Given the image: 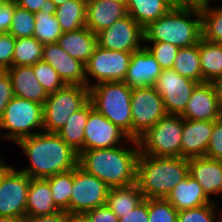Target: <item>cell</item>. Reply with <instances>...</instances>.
<instances>
[{
  "label": "cell",
  "mask_w": 222,
  "mask_h": 222,
  "mask_svg": "<svg viewBox=\"0 0 222 222\" xmlns=\"http://www.w3.org/2000/svg\"><path fill=\"white\" fill-rule=\"evenodd\" d=\"M205 156L222 160V117L214 121L213 132L209 139Z\"/></svg>",
  "instance_id": "cell-42"
},
{
  "label": "cell",
  "mask_w": 222,
  "mask_h": 222,
  "mask_svg": "<svg viewBox=\"0 0 222 222\" xmlns=\"http://www.w3.org/2000/svg\"><path fill=\"white\" fill-rule=\"evenodd\" d=\"M166 199L177 211L198 208L213 202L206 196L197 180L190 175L180 181Z\"/></svg>",
  "instance_id": "cell-24"
},
{
  "label": "cell",
  "mask_w": 222,
  "mask_h": 222,
  "mask_svg": "<svg viewBox=\"0 0 222 222\" xmlns=\"http://www.w3.org/2000/svg\"><path fill=\"white\" fill-rule=\"evenodd\" d=\"M32 67L38 82L47 94L55 93L66 85L56 70L45 61H38Z\"/></svg>",
  "instance_id": "cell-37"
},
{
  "label": "cell",
  "mask_w": 222,
  "mask_h": 222,
  "mask_svg": "<svg viewBox=\"0 0 222 222\" xmlns=\"http://www.w3.org/2000/svg\"><path fill=\"white\" fill-rule=\"evenodd\" d=\"M30 180L27 174L10 165L0 172V216L26 218Z\"/></svg>",
  "instance_id": "cell-12"
},
{
  "label": "cell",
  "mask_w": 222,
  "mask_h": 222,
  "mask_svg": "<svg viewBox=\"0 0 222 222\" xmlns=\"http://www.w3.org/2000/svg\"><path fill=\"white\" fill-rule=\"evenodd\" d=\"M144 199L142 192L135 183L126 187L110 188L106 205L118 218H121L123 214L132 211Z\"/></svg>",
  "instance_id": "cell-29"
},
{
  "label": "cell",
  "mask_w": 222,
  "mask_h": 222,
  "mask_svg": "<svg viewBox=\"0 0 222 222\" xmlns=\"http://www.w3.org/2000/svg\"><path fill=\"white\" fill-rule=\"evenodd\" d=\"M188 174L197 180L209 199L222 193V160L206 156L188 159Z\"/></svg>",
  "instance_id": "cell-19"
},
{
  "label": "cell",
  "mask_w": 222,
  "mask_h": 222,
  "mask_svg": "<svg viewBox=\"0 0 222 222\" xmlns=\"http://www.w3.org/2000/svg\"><path fill=\"white\" fill-rule=\"evenodd\" d=\"M89 222H118V216L105 204L84 214Z\"/></svg>",
  "instance_id": "cell-43"
},
{
  "label": "cell",
  "mask_w": 222,
  "mask_h": 222,
  "mask_svg": "<svg viewBox=\"0 0 222 222\" xmlns=\"http://www.w3.org/2000/svg\"><path fill=\"white\" fill-rule=\"evenodd\" d=\"M16 144L30 160L29 166L19 170L30 178L46 179L78 166L79 153L57 133L42 131Z\"/></svg>",
  "instance_id": "cell-1"
},
{
  "label": "cell",
  "mask_w": 222,
  "mask_h": 222,
  "mask_svg": "<svg viewBox=\"0 0 222 222\" xmlns=\"http://www.w3.org/2000/svg\"><path fill=\"white\" fill-rule=\"evenodd\" d=\"M202 83H212L222 78V43L209 42L203 38L198 42Z\"/></svg>",
  "instance_id": "cell-28"
},
{
  "label": "cell",
  "mask_w": 222,
  "mask_h": 222,
  "mask_svg": "<svg viewBox=\"0 0 222 222\" xmlns=\"http://www.w3.org/2000/svg\"><path fill=\"white\" fill-rule=\"evenodd\" d=\"M97 37L100 47L113 51L133 53L144 46L143 28L129 14L99 32Z\"/></svg>",
  "instance_id": "cell-14"
},
{
  "label": "cell",
  "mask_w": 222,
  "mask_h": 222,
  "mask_svg": "<svg viewBox=\"0 0 222 222\" xmlns=\"http://www.w3.org/2000/svg\"><path fill=\"white\" fill-rule=\"evenodd\" d=\"M126 15V5L123 2L87 1L85 27L97 35Z\"/></svg>",
  "instance_id": "cell-21"
},
{
  "label": "cell",
  "mask_w": 222,
  "mask_h": 222,
  "mask_svg": "<svg viewBox=\"0 0 222 222\" xmlns=\"http://www.w3.org/2000/svg\"><path fill=\"white\" fill-rule=\"evenodd\" d=\"M178 211L166 198L148 199L149 222H177Z\"/></svg>",
  "instance_id": "cell-38"
},
{
  "label": "cell",
  "mask_w": 222,
  "mask_h": 222,
  "mask_svg": "<svg viewBox=\"0 0 222 222\" xmlns=\"http://www.w3.org/2000/svg\"><path fill=\"white\" fill-rule=\"evenodd\" d=\"M52 1L54 2L55 6L57 7V6H60L63 3L69 1V0H52Z\"/></svg>",
  "instance_id": "cell-53"
},
{
  "label": "cell",
  "mask_w": 222,
  "mask_h": 222,
  "mask_svg": "<svg viewBox=\"0 0 222 222\" xmlns=\"http://www.w3.org/2000/svg\"><path fill=\"white\" fill-rule=\"evenodd\" d=\"M144 42H167L191 47L202 38V17L197 0L179 1L168 13L143 28Z\"/></svg>",
  "instance_id": "cell-3"
},
{
  "label": "cell",
  "mask_w": 222,
  "mask_h": 222,
  "mask_svg": "<svg viewBox=\"0 0 222 222\" xmlns=\"http://www.w3.org/2000/svg\"><path fill=\"white\" fill-rule=\"evenodd\" d=\"M145 47L155 57L162 70L172 69L179 47L167 42H145ZM152 44V45H151Z\"/></svg>",
  "instance_id": "cell-39"
},
{
  "label": "cell",
  "mask_w": 222,
  "mask_h": 222,
  "mask_svg": "<svg viewBox=\"0 0 222 222\" xmlns=\"http://www.w3.org/2000/svg\"><path fill=\"white\" fill-rule=\"evenodd\" d=\"M179 0H127L126 11L142 28L168 13Z\"/></svg>",
  "instance_id": "cell-26"
},
{
  "label": "cell",
  "mask_w": 222,
  "mask_h": 222,
  "mask_svg": "<svg viewBox=\"0 0 222 222\" xmlns=\"http://www.w3.org/2000/svg\"><path fill=\"white\" fill-rule=\"evenodd\" d=\"M69 56L86 64L98 46V37L87 27L63 33L56 42Z\"/></svg>",
  "instance_id": "cell-23"
},
{
  "label": "cell",
  "mask_w": 222,
  "mask_h": 222,
  "mask_svg": "<svg viewBox=\"0 0 222 222\" xmlns=\"http://www.w3.org/2000/svg\"><path fill=\"white\" fill-rule=\"evenodd\" d=\"M43 46L34 36L16 38L13 66H33L43 58Z\"/></svg>",
  "instance_id": "cell-34"
},
{
  "label": "cell",
  "mask_w": 222,
  "mask_h": 222,
  "mask_svg": "<svg viewBox=\"0 0 222 222\" xmlns=\"http://www.w3.org/2000/svg\"><path fill=\"white\" fill-rule=\"evenodd\" d=\"M132 89L124 82H102L89 88L94 108L132 138Z\"/></svg>",
  "instance_id": "cell-5"
},
{
  "label": "cell",
  "mask_w": 222,
  "mask_h": 222,
  "mask_svg": "<svg viewBox=\"0 0 222 222\" xmlns=\"http://www.w3.org/2000/svg\"><path fill=\"white\" fill-rule=\"evenodd\" d=\"M132 139H137L167 115L160 94L154 87L132 89Z\"/></svg>",
  "instance_id": "cell-11"
},
{
  "label": "cell",
  "mask_w": 222,
  "mask_h": 222,
  "mask_svg": "<svg viewBox=\"0 0 222 222\" xmlns=\"http://www.w3.org/2000/svg\"><path fill=\"white\" fill-rule=\"evenodd\" d=\"M172 69L183 77L202 83L198 44L191 47L180 48Z\"/></svg>",
  "instance_id": "cell-32"
},
{
  "label": "cell",
  "mask_w": 222,
  "mask_h": 222,
  "mask_svg": "<svg viewBox=\"0 0 222 222\" xmlns=\"http://www.w3.org/2000/svg\"><path fill=\"white\" fill-rule=\"evenodd\" d=\"M181 117L196 121H215L222 117L212 83H199L195 87Z\"/></svg>",
  "instance_id": "cell-18"
},
{
  "label": "cell",
  "mask_w": 222,
  "mask_h": 222,
  "mask_svg": "<svg viewBox=\"0 0 222 222\" xmlns=\"http://www.w3.org/2000/svg\"><path fill=\"white\" fill-rule=\"evenodd\" d=\"M15 40L8 32L0 33V71H6L13 66Z\"/></svg>",
  "instance_id": "cell-41"
},
{
  "label": "cell",
  "mask_w": 222,
  "mask_h": 222,
  "mask_svg": "<svg viewBox=\"0 0 222 222\" xmlns=\"http://www.w3.org/2000/svg\"><path fill=\"white\" fill-rule=\"evenodd\" d=\"M49 182L55 205L70 214V198L73 186V169L46 178Z\"/></svg>",
  "instance_id": "cell-33"
},
{
  "label": "cell",
  "mask_w": 222,
  "mask_h": 222,
  "mask_svg": "<svg viewBox=\"0 0 222 222\" xmlns=\"http://www.w3.org/2000/svg\"><path fill=\"white\" fill-rule=\"evenodd\" d=\"M12 18L9 34L13 35L15 38L34 36L35 13L15 4Z\"/></svg>",
  "instance_id": "cell-36"
},
{
  "label": "cell",
  "mask_w": 222,
  "mask_h": 222,
  "mask_svg": "<svg viewBox=\"0 0 222 222\" xmlns=\"http://www.w3.org/2000/svg\"><path fill=\"white\" fill-rule=\"evenodd\" d=\"M183 124L184 119L180 115H166L136 139L139 153L155 157H181Z\"/></svg>",
  "instance_id": "cell-7"
},
{
  "label": "cell",
  "mask_w": 222,
  "mask_h": 222,
  "mask_svg": "<svg viewBox=\"0 0 222 222\" xmlns=\"http://www.w3.org/2000/svg\"><path fill=\"white\" fill-rule=\"evenodd\" d=\"M13 97V88L9 74L7 71H0V117Z\"/></svg>",
  "instance_id": "cell-44"
},
{
  "label": "cell",
  "mask_w": 222,
  "mask_h": 222,
  "mask_svg": "<svg viewBox=\"0 0 222 222\" xmlns=\"http://www.w3.org/2000/svg\"><path fill=\"white\" fill-rule=\"evenodd\" d=\"M42 60L56 70L66 85L86 86L85 64L69 56L57 43L43 46Z\"/></svg>",
  "instance_id": "cell-16"
},
{
  "label": "cell",
  "mask_w": 222,
  "mask_h": 222,
  "mask_svg": "<svg viewBox=\"0 0 222 222\" xmlns=\"http://www.w3.org/2000/svg\"><path fill=\"white\" fill-rule=\"evenodd\" d=\"M127 143H130L129 148ZM139 154L137 140L130 138L125 145L114 148L80 151L78 166L102 180L109 188L126 187L136 183Z\"/></svg>",
  "instance_id": "cell-2"
},
{
  "label": "cell",
  "mask_w": 222,
  "mask_h": 222,
  "mask_svg": "<svg viewBox=\"0 0 222 222\" xmlns=\"http://www.w3.org/2000/svg\"><path fill=\"white\" fill-rule=\"evenodd\" d=\"M130 137L95 108L90 111L84 129V150L114 148Z\"/></svg>",
  "instance_id": "cell-15"
},
{
  "label": "cell",
  "mask_w": 222,
  "mask_h": 222,
  "mask_svg": "<svg viewBox=\"0 0 222 222\" xmlns=\"http://www.w3.org/2000/svg\"><path fill=\"white\" fill-rule=\"evenodd\" d=\"M131 56L132 53L108 50L98 45L85 64L86 86L90 88L102 82H124ZM90 78L95 80L92 82Z\"/></svg>",
  "instance_id": "cell-9"
},
{
  "label": "cell",
  "mask_w": 222,
  "mask_h": 222,
  "mask_svg": "<svg viewBox=\"0 0 222 222\" xmlns=\"http://www.w3.org/2000/svg\"><path fill=\"white\" fill-rule=\"evenodd\" d=\"M0 222H25V218L14 216H0Z\"/></svg>",
  "instance_id": "cell-50"
},
{
  "label": "cell",
  "mask_w": 222,
  "mask_h": 222,
  "mask_svg": "<svg viewBox=\"0 0 222 222\" xmlns=\"http://www.w3.org/2000/svg\"><path fill=\"white\" fill-rule=\"evenodd\" d=\"M68 213L59 211L54 214L44 216H26L25 222H67Z\"/></svg>",
  "instance_id": "cell-48"
},
{
  "label": "cell",
  "mask_w": 222,
  "mask_h": 222,
  "mask_svg": "<svg viewBox=\"0 0 222 222\" xmlns=\"http://www.w3.org/2000/svg\"><path fill=\"white\" fill-rule=\"evenodd\" d=\"M118 222H149L148 199L145 198L132 211L123 214Z\"/></svg>",
  "instance_id": "cell-45"
},
{
  "label": "cell",
  "mask_w": 222,
  "mask_h": 222,
  "mask_svg": "<svg viewBox=\"0 0 222 222\" xmlns=\"http://www.w3.org/2000/svg\"><path fill=\"white\" fill-rule=\"evenodd\" d=\"M63 34L55 11H39L35 13L34 37L42 44L56 43Z\"/></svg>",
  "instance_id": "cell-35"
},
{
  "label": "cell",
  "mask_w": 222,
  "mask_h": 222,
  "mask_svg": "<svg viewBox=\"0 0 222 222\" xmlns=\"http://www.w3.org/2000/svg\"><path fill=\"white\" fill-rule=\"evenodd\" d=\"M1 129L6 132H2L0 139L3 137L6 140L14 141L15 144L24 138L42 132L43 105L14 96L0 117Z\"/></svg>",
  "instance_id": "cell-6"
},
{
  "label": "cell",
  "mask_w": 222,
  "mask_h": 222,
  "mask_svg": "<svg viewBox=\"0 0 222 222\" xmlns=\"http://www.w3.org/2000/svg\"><path fill=\"white\" fill-rule=\"evenodd\" d=\"M217 208L213 201L198 208L178 211L177 222H216V217H220L217 216Z\"/></svg>",
  "instance_id": "cell-40"
},
{
  "label": "cell",
  "mask_w": 222,
  "mask_h": 222,
  "mask_svg": "<svg viewBox=\"0 0 222 222\" xmlns=\"http://www.w3.org/2000/svg\"><path fill=\"white\" fill-rule=\"evenodd\" d=\"M13 94L16 97L44 104L48 94L38 82L32 66H12L8 68Z\"/></svg>",
  "instance_id": "cell-22"
},
{
  "label": "cell",
  "mask_w": 222,
  "mask_h": 222,
  "mask_svg": "<svg viewBox=\"0 0 222 222\" xmlns=\"http://www.w3.org/2000/svg\"><path fill=\"white\" fill-rule=\"evenodd\" d=\"M197 1L202 17V38L209 42L222 43V6L211 5L212 0Z\"/></svg>",
  "instance_id": "cell-31"
},
{
  "label": "cell",
  "mask_w": 222,
  "mask_h": 222,
  "mask_svg": "<svg viewBox=\"0 0 222 222\" xmlns=\"http://www.w3.org/2000/svg\"><path fill=\"white\" fill-rule=\"evenodd\" d=\"M67 222H89L84 215L68 214Z\"/></svg>",
  "instance_id": "cell-51"
},
{
  "label": "cell",
  "mask_w": 222,
  "mask_h": 222,
  "mask_svg": "<svg viewBox=\"0 0 222 222\" xmlns=\"http://www.w3.org/2000/svg\"><path fill=\"white\" fill-rule=\"evenodd\" d=\"M188 159L139 154L136 184L144 198H166L188 176Z\"/></svg>",
  "instance_id": "cell-4"
},
{
  "label": "cell",
  "mask_w": 222,
  "mask_h": 222,
  "mask_svg": "<svg viewBox=\"0 0 222 222\" xmlns=\"http://www.w3.org/2000/svg\"><path fill=\"white\" fill-rule=\"evenodd\" d=\"M61 211L54 203L49 182L31 178L27 193L26 216H44Z\"/></svg>",
  "instance_id": "cell-25"
},
{
  "label": "cell",
  "mask_w": 222,
  "mask_h": 222,
  "mask_svg": "<svg viewBox=\"0 0 222 222\" xmlns=\"http://www.w3.org/2000/svg\"><path fill=\"white\" fill-rule=\"evenodd\" d=\"M8 164L4 161L2 157H0V172L7 166Z\"/></svg>",
  "instance_id": "cell-52"
},
{
  "label": "cell",
  "mask_w": 222,
  "mask_h": 222,
  "mask_svg": "<svg viewBox=\"0 0 222 222\" xmlns=\"http://www.w3.org/2000/svg\"><path fill=\"white\" fill-rule=\"evenodd\" d=\"M87 1H105V0H87ZM107 1H117V2H123L126 5L127 0H107Z\"/></svg>",
  "instance_id": "cell-54"
},
{
  "label": "cell",
  "mask_w": 222,
  "mask_h": 222,
  "mask_svg": "<svg viewBox=\"0 0 222 222\" xmlns=\"http://www.w3.org/2000/svg\"><path fill=\"white\" fill-rule=\"evenodd\" d=\"M212 84L216 92L219 112L222 116V78L215 80Z\"/></svg>",
  "instance_id": "cell-49"
},
{
  "label": "cell",
  "mask_w": 222,
  "mask_h": 222,
  "mask_svg": "<svg viewBox=\"0 0 222 222\" xmlns=\"http://www.w3.org/2000/svg\"><path fill=\"white\" fill-rule=\"evenodd\" d=\"M109 187L96 176L77 166L73 169L70 214L84 215L91 209L105 205Z\"/></svg>",
  "instance_id": "cell-10"
},
{
  "label": "cell",
  "mask_w": 222,
  "mask_h": 222,
  "mask_svg": "<svg viewBox=\"0 0 222 222\" xmlns=\"http://www.w3.org/2000/svg\"><path fill=\"white\" fill-rule=\"evenodd\" d=\"M89 101V88L82 85H65L48 94L43 104V131L57 133L69 117Z\"/></svg>",
  "instance_id": "cell-8"
},
{
  "label": "cell",
  "mask_w": 222,
  "mask_h": 222,
  "mask_svg": "<svg viewBox=\"0 0 222 222\" xmlns=\"http://www.w3.org/2000/svg\"><path fill=\"white\" fill-rule=\"evenodd\" d=\"M15 2L13 0L0 1V33L9 32Z\"/></svg>",
  "instance_id": "cell-47"
},
{
  "label": "cell",
  "mask_w": 222,
  "mask_h": 222,
  "mask_svg": "<svg viewBox=\"0 0 222 222\" xmlns=\"http://www.w3.org/2000/svg\"><path fill=\"white\" fill-rule=\"evenodd\" d=\"M161 67L145 45L132 53L124 83L131 89L154 87Z\"/></svg>",
  "instance_id": "cell-17"
},
{
  "label": "cell",
  "mask_w": 222,
  "mask_h": 222,
  "mask_svg": "<svg viewBox=\"0 0 222 222\" xmlns=\"http://www.w3.org/2000/svg\"><path fill=\"white\" fill-rule=\"evenodd\" d=\"M86 2L87 0H69L56 7L55 17L63 33L85 27Z\"/></svg>",
  "instance_id": "cell-30"
},
{
  "label": "cell",
  "mask_w": 222,
  "mask_h": 222,
  "mask_svg": "<svg viewBox=\"0 0 222 222\" xmlns=\"http://www.w3.org/2000/svg\"><path fill=\"white\" fill-rule=\"evenodd\" d=\"M214 121L184 119L181 141V157L190 159L206 155Z\"/></svg>",
  "instance_id": "cell-20"
},
{
  "label": "cell",
  "mask_w": 222,
  "mask_h": 222,
  "mask_svg": "<svg viewBox=\"0 0 222 222\" xmlns=\"http://www.w3.org/2000/svg\"><path fill=\"white\" fill-rule=\"evenodd\" d=\"M198 84L179 75L174 69H165L158 76L154 88L162 97L167 115L181 116Z\"/></svg>",
  "instance_id": "cell-13"
},
{
  "label": "cell",
  "mask_w": 222,
  "mask_h": 222,
  "mask_svg": "<svg viewBox=\"0 0 222 222\" xmlns=\"http://www.w3.org/2000/svg\"><path fill=\"white\" fill-rule=\"evenodd\" d=\"M93 108L94 106L89 100L82 108L73 113L61 130L57 132L59 137L78 153L84 150V129Z\"/></svg>",
  "instance_id": "cell-27"
},
{
  "label": "cell",
  "mask_w": 222,
  "mask_h": 222,
  "mask_svg": "<svg viewBox=\"0 0 222 222\" xmlns=\"http://www.w3.org/2000/svg\"><path fill=\"white\" fill-rule=\"evenodd\" d=\"M16 5L29 10L32 13L39 11H56L52 0H13Z\"/></svg>",
  "instance_id": "cell-46"
}]
</instances>
